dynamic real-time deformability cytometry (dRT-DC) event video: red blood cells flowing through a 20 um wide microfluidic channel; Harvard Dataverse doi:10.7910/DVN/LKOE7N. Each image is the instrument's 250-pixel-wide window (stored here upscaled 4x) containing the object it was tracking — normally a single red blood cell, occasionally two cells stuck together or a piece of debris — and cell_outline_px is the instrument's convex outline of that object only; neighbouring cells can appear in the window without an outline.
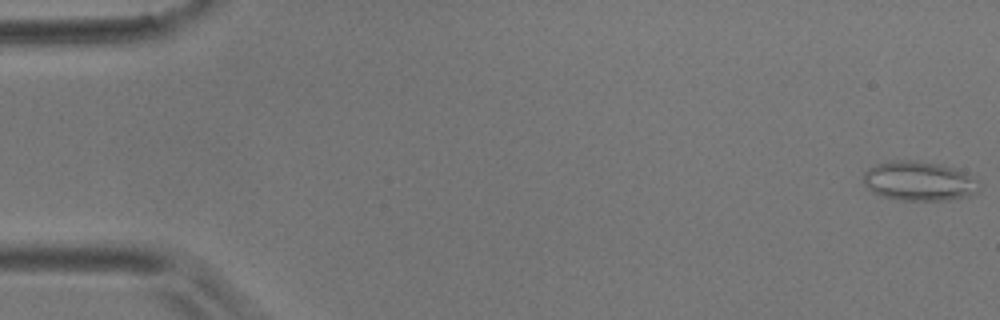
{"species": "common noctule bat (a hibernating species)", "species_latin": "Nyctalus noctula", "temperature_condition": "room temperature", "stored_images_in_passage": 57, "camera_frame_rate_fps": 3000, "um_per_image_px": 0.085, "animal": {"sex": "male", "body_mass_g": 17.9}, "frame": {"image": 1, "passage_image": 1, "time_ms": 0.0, "image_size_px": [1000, 320], "cell_outline_px": [[980, 192], [972, 196], [948, 200], [904, 200], [880, 196], [872, 192], [864, 184], [864, 172], [868, 168], [876, 164], [892, 160], [916, 160], [936, 164], [952, 168], [964, 172], [976, 180], [980, 184]], "centroid_in_image_um": [78.12, 15.4], "position_along_channel_um": 6.9, "area_um2": 26.7}}
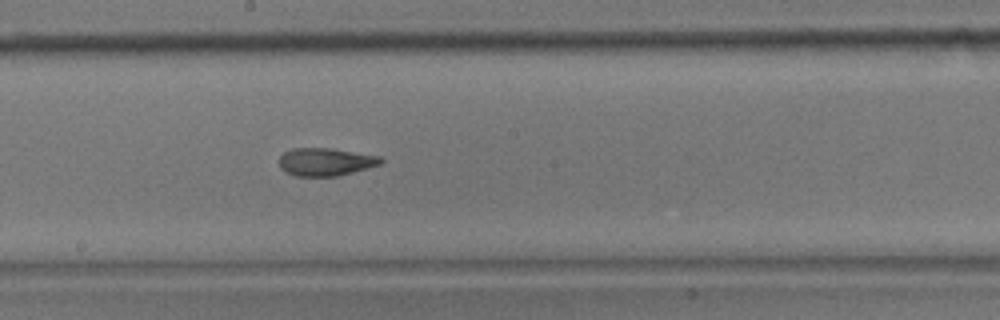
{"frame": {"image": 2, "passage_image": 31, "time_ms": 10.0, "image_size_px": [1000, 320], "cell_outline_px": [[384, 160], [380, 164], [352, 172], [336, 176], [296, 176], [280, 168], [280, 156], [284, 152], [292, 148], [332, 148], [380, 156]], "centroid_in_image_um": [27.67, 13.74], "position_along_channel_um": 220.5, "area_um2": 16.36}}
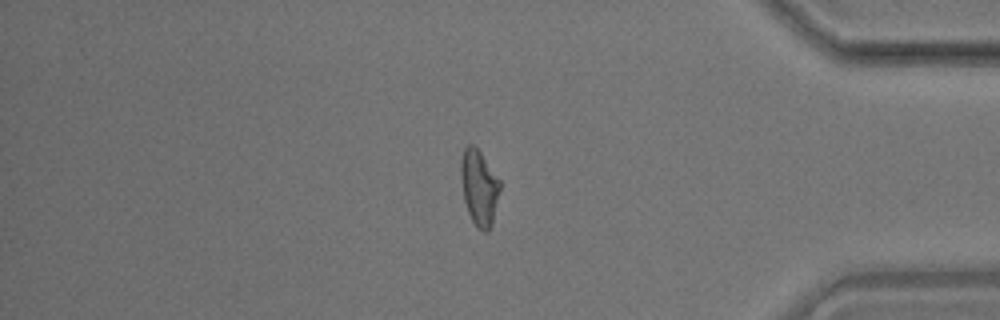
{"frame": {"image": 3, "passage_image": 48, "time_ms": 15.667, "image_size_px": [1000, 320], "cell_outline_px": [[500, 188], [492, 224], [488, 232], [484, 232], [476, 228], [468, 212], [464, 200], [460, 176], [460, 160], [464, 148], [468, 144], [472, 144], [480, 152], [500, 180]], "centroid_in_image_um": [40.71, 15.95], "position_along_channel_um": 394.5, "area_um2": 17.22}, "authors_computed_cell_mechanics": {"area_um2": 17.34, "velocity_mm_per_s": 3.56, "shape_relaxation_time_tau1_ms": 9.3059, "shape_relaxation_time_tau2_ms": 2.9172, "deformation_change_tau1": 0.2111, "deformation_change_tau2": 0.1105}}